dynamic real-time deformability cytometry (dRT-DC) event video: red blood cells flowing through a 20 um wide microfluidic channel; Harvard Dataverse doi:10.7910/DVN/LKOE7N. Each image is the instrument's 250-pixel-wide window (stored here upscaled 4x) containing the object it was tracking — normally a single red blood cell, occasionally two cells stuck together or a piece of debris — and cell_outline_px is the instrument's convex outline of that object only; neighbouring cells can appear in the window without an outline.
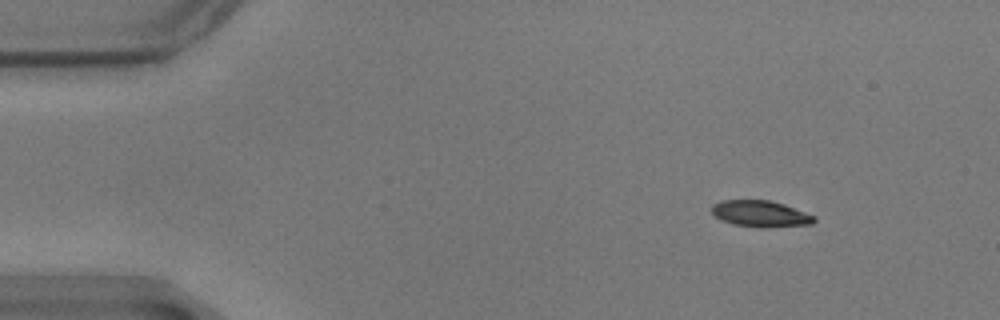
{"species": "common noctule bat (a hibernating species)", "species_latin": "Nyctalus noctula", "temperature_condition": "warm", "stored_images_in_passage": 34, "camera_frame_rate_fps": 3000, "um_per_image_px": 0.085, "animal": {"sex": "male", "body_mass_g": 17.9}, "frame": {"image": 1, "passage_image": 1, "time_ms": 0.0, "image_size_px": [1000, 320], "cell_outline_px": [[816, 220], [812, 224], [768, 228], [760, 228], [732, 224], [716, 216], [712, 212], [712, 204], [720, 200], [768, 200], [784, 204], [816, 216]], "centroid_in_image_um": [64.67, 18.17], "position_along_channel_um": 20.3, "area_um2": 15.84}}
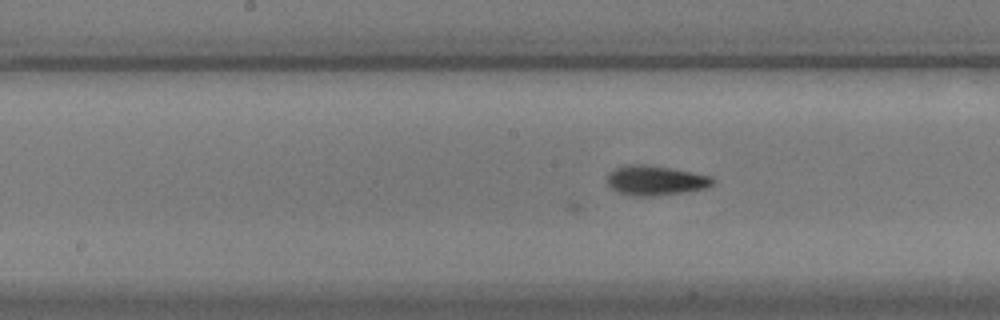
{"frame": {"image": 2, "passage_image": 23, "time_ms": 7.333, "image_size_px": [1000, 320], "cell_outline_px": [[716, 180], [708, 188], [652, 196], [628, 196], [612, 188], [608, 184], [608, 176], [616, 168], [628, 164], [644, 164], [672, 168], [712, 176]], "centroid_in_image_um": [55.75, 15.33], "position_along_channel_um": 192.5, "area_um2": 18.15}}
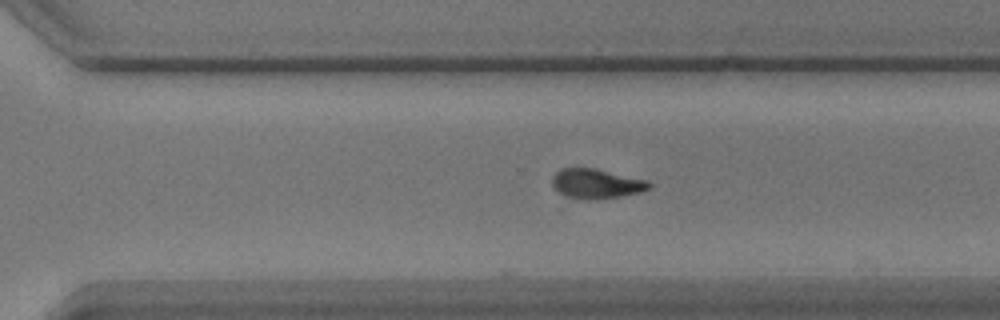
{"frame": {"image": 3, "passage_image": 34, "time_ms": 11.0, "image_size_px": [1000, 320], "cell_outline_px": [[652, 188], [644, 192], [620, 196], [564, 196], [552, 184], [552, 176], [560, 168], [592, 168], [648, 180], [652, 184]], "centroid_in_image_um": [50.75, 15.56], "position_along_channel_um": 319.9, "area_um2": 15.95}}